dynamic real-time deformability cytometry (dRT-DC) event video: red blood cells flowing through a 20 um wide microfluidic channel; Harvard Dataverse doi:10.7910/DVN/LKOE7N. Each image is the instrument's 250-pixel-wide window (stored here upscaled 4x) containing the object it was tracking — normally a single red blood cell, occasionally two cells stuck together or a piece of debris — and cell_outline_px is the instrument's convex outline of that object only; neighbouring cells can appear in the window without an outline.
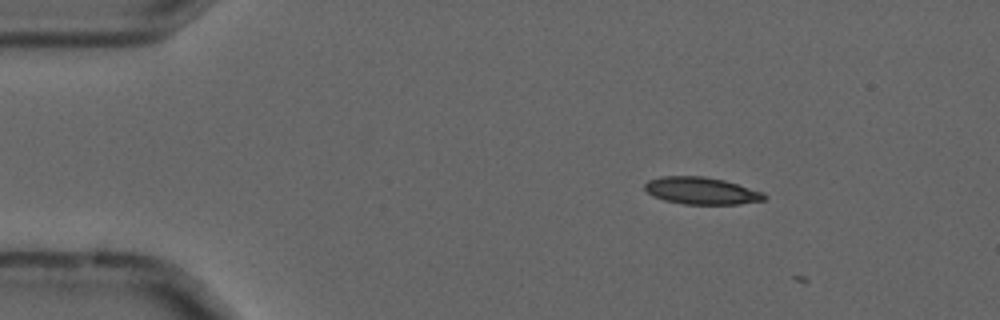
{"species": "common noctule bat (a hibernating species)", "species_latin": "Nyctalus noctula", "temperature_condition": "cold", "stored_images_in_passage": 3, "camera_frame_rate_fps": 3000, "um_per_image_px": 0.085, "animal": {"sex": "male", "forearm_length_mm": 52.5}, "frame": {"image": 1, "passage_image": 2, "time_ms": 0.333, "image_size_px": [1000, 320], "cell_outline_px": [[768, 196], [764, 200], [740, 204], [684, 204], [664, 200], [652, 196], [644, 188], [644, 184], [648, 180], [660, 176], [704, 176], [724, 180], [764, 192]], "centroid_in_image_um": [59.62, 16.21], "position_along_channel_um": 25.4, "area_um2": 19.02}}